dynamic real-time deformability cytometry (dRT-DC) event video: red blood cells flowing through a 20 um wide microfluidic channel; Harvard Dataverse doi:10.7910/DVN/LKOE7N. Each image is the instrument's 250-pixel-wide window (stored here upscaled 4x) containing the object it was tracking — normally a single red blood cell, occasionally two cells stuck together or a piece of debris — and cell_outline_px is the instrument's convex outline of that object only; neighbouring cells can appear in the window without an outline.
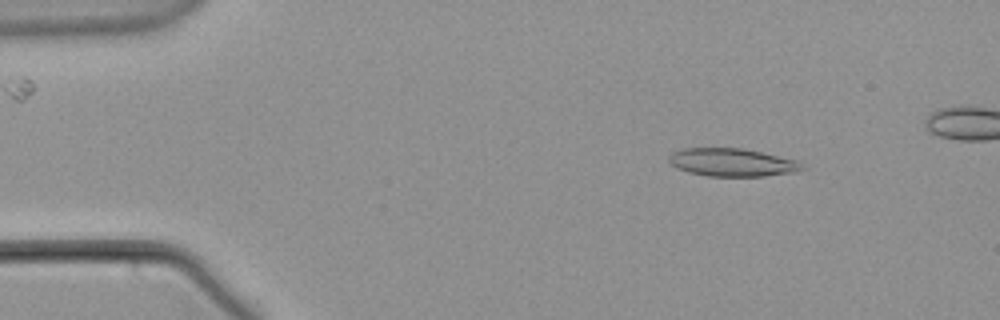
{"species": "common noctule bat (a hibernating species)", "species_latin": "Nyctalus noctula", "temperature_condition": "warm", "stored_images_in_passage": 50, "camera_frame_rate_fps": 3000, "um_per_image_px": 0.085, "animal": {"sex": "male", "body_mass_g": 21.5, "forearm_length_mm": 52.0}, "frame": {"image": 1, "passage_image": 5, "time_ms": 1.333, "image_size_px": [1000, 320], "cell_outline_px": [[808, 168], [788, 172], [764, 176], [708, 176], [688, 172], [676, 168], [668, 160], [668, 156], [672, 152], [684, 148], [744, 148], [796, 160]], "centroid_in_image_um": [62.19, 13.79], "position_along_channel_um": 22.8, "area_um2": 21.62}}
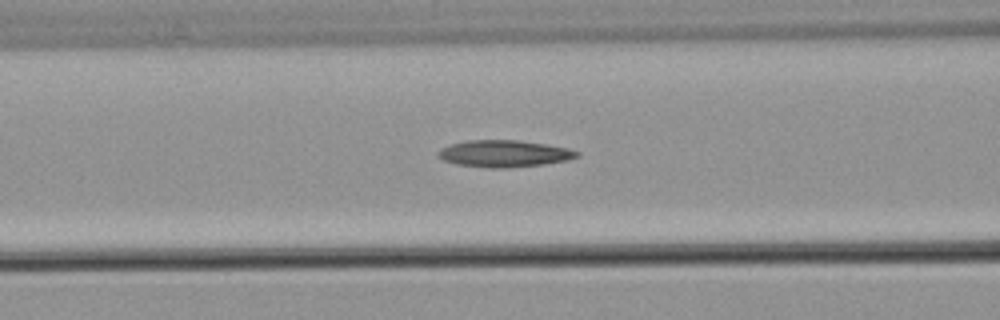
{"frame": {"image": 2, "passage_image": 20, "time_ms": 6.333, "image_size_px": [1000, 320], "cell_outline_px": [[580, 156], [568, 160], [544, 164], [504, 168], [488, 168], [456, 164], [444, 160], [436, 156], [436, 152], [452, 144], [468, 140], [516, 140], [544, 144], [568, 148], [580, 152]], "centroid_in_image_um": [42.86, 13.06], "position_along_channel_um": 123.7, "area_um2": 21.62}}
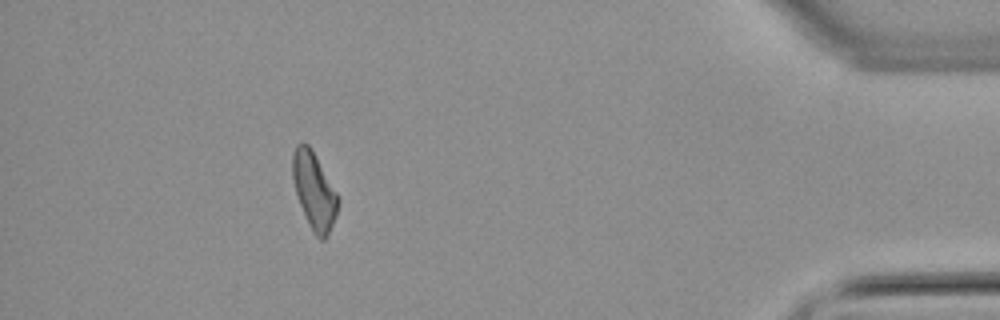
{"frame": {"image": 3, "passage_image": 48, "time_ms": 15.667, "image_size_px": [1000, 320], "cell_outline_px": [[340, 200], [336, 216], [324, 240], [320, 240], [312, 232], [300, 204], [296, 192], [292, 176], [292, 152], [296, 144], [300, 140], [304, 140], [312, 148], [336, 192]], "centroid_in_image_um": [26.68, 16.15], "position_along_channel_um": 408.5, "area_um2": 20.4}}